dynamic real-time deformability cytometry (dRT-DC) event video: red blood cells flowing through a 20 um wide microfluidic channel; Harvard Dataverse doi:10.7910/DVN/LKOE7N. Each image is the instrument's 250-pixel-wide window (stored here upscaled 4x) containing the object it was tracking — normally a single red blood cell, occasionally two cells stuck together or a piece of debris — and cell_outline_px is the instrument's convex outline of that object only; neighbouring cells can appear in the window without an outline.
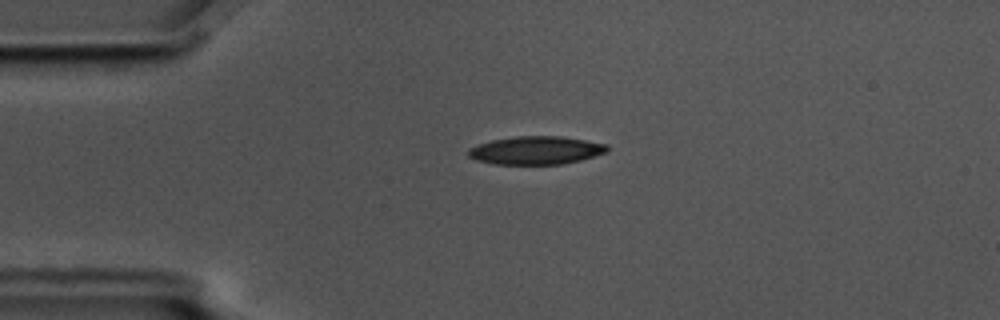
{"species": "common noctule bat (a hibernating species)", "species_latin": "Nyctalus noctula", "temperature_condition": "cold", "stored_images_in_passage": 3, "camera_frame_rate_fps": 3000, "um_per_image_px": 0.085, "animal": {"sex": "male", "body_mass_g": 17.5, "forearm_length_mm": 52.3}, "frame": {"image": 1, "passage_image": 1, "time_ms": 0.0, "image_size_px": [1000, 320], "cell_outline_px": [[608, 152], [580, 160], [560, 164], [496, 164], [476, 160], [468, 156], [468, 148], [492, 140], [516, 136], [560, 136], [608, 144]], "centroid_in_image_um": [45.56, 12.78], "position_along_channel_um": 39.4, "area_um2": 22.66}}